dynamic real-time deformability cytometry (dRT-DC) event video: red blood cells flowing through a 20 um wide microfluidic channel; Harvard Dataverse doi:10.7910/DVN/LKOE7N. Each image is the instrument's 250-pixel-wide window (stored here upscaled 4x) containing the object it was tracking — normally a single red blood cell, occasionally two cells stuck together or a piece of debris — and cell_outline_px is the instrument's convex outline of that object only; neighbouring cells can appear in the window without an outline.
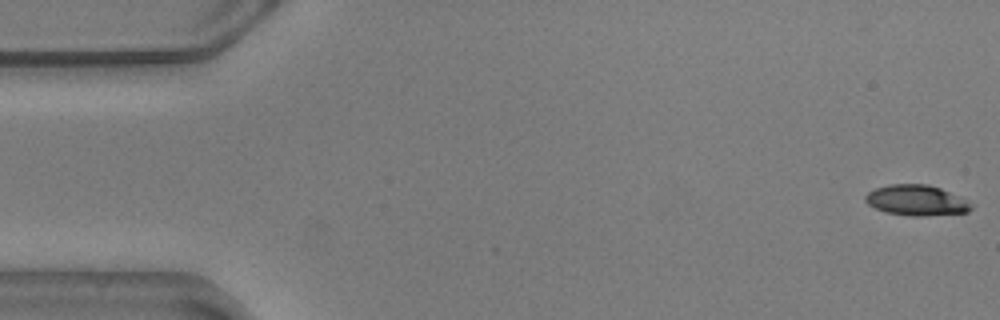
{"species": "common noctule bat (a hibernating species)", "species_latin": "Nyctalus noctula", "temperature_condition": "warm", "stored_images_in_passage": 56, "camera_frame_rate_fps": 3000, "um_per_image_px": 0.085, "animal": {"sex": "male", "body_mass_g": 20.5, "forearm_length_mm": 52.5}, "frame": {"image": 1, "passage_image": 1, "time_ms": 0.0, "image_size_px": [1000, 320], "cell_outline_px": [[972, 208], [968, 212], [924, 216], [912, 216], [884, 212], [868, 204], [864, 200], [864, 196], [868, 192], [876, 188], [888, 184], [928, 184], [940, 188], [972, 204]], "centroid_in_image_um": [77.84, 17.03], "position_along_channel_um": 7.2, "area_um2": 18.67}}
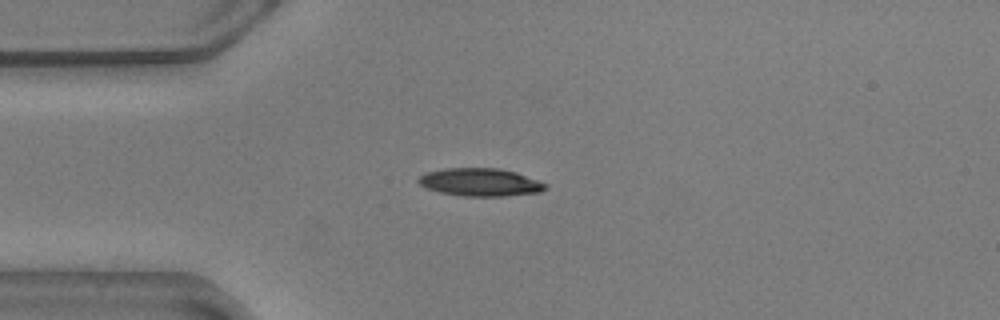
{"frame": {"image": 2, "passage_image": 14, "time_ms": 4.333, "image_size_px": [1000, 320], "cell_outline_px": [[548, 188], [540, 192], [504, 196], [464, 196], [440, 192], [424, 188], [416, 180], [420, 176], [428, 172], [444, 168], [500, 168], [516, 172], [548, 184]], "centroid_in_image_um": [40.83, 15.49], "position_along_channel_um": 44.2, "area_um2": 20.69}}
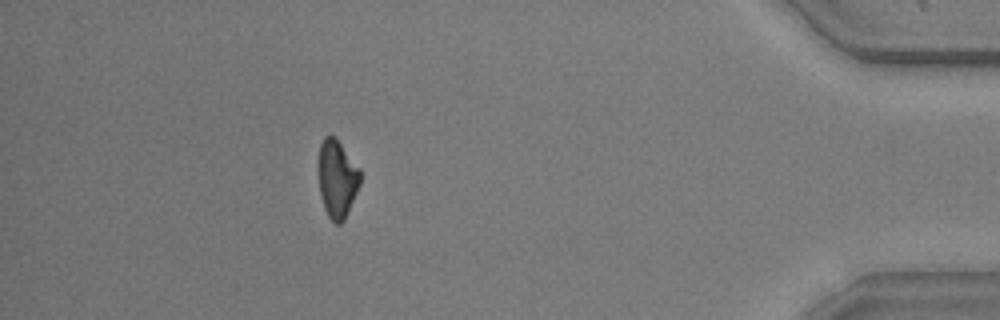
{"frame": {"image": 3, "passage_image": 50, "time_ms": 16.333, "image_size_px": [1000, 320], "cell_outline_px": [[360, 184], [344, 220], [340, 224], [336, 224], [328, 216], [324, 208], [320, 196], [320, 144], [324, 136], [336, 136], [360, 168]], "centroid_in_image_um": [28.68, 15.18], "position_along_channel_um": 406.5, "area_um2": 18.73}, "authors_computed_cell_mechanics": {"area_um2": 20.1722, "velocity_mm_per_s": 3.5983, "shape_relaxation_time_tau1_ms": 4.3563, "shape_relaxation_time_tau2_ms": 6.9983, "deformation_change_tau1": 0.1206, "deformation_change_tau2": 0.1751}}